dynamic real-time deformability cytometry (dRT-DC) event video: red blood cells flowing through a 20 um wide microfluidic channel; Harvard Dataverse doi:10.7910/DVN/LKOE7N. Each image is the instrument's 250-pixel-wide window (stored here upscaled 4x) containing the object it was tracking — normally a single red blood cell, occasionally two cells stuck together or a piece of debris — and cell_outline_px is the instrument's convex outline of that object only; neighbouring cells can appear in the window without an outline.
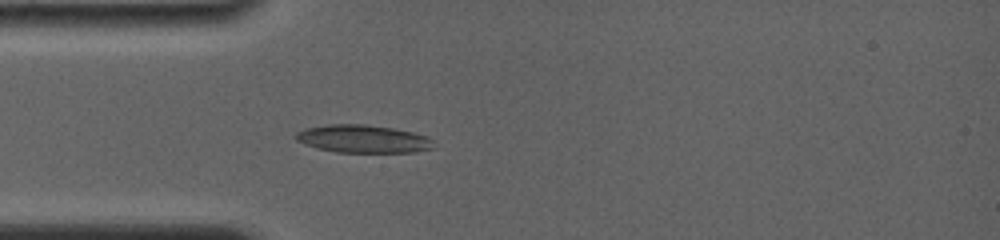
{"species": "common noctule bat (a hibernating species)", "species_latin": "Nyctalus noctula", "temperature_condition": "room temperature", "stored_images_in_passage": 13, "camera_frame_rate_fps": 4000, "um_per_image_px": 0.085, "animal": {"sex": "female", "body_mass_g": 19.0, "forearm_length_mm": 56.7}, "frame": {"image": 1, "passage_image": 10, "time_ms": 4.25, "image_size_px": [1000, 240], "cell_outline_px": [[432, 148], [412, 152], [336, 152], [316, 148], [304, 144], [296, 140], [292, 136], [296, 132], [304, 128], [328, 124], [364, 124], [392, 128], [412, 132], [428, 136], [432, 140]], "centroid_in_image_um": [30.78, 11.8], "position_along_channel_um": 54.2, "area_um2": 22.43}}
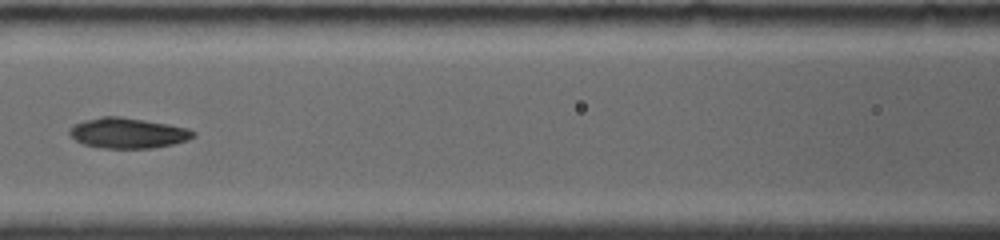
{"frame": {"image": 2, "passage_image": 13, "time_ms": 7.0, "image_size_px": [1000, 240], "cell_outline_px": [[196, 136], [188, 140], [172, 144], [148, 148], [104, 148], [84, 144], [76, 140], [68, 132], [68, 128], [72, 124], [84, 120], [104, 116], [120, 116], [168, 124], [188, 128], [196, 132]], "centroid_in_image_um": [10.86, 11.3], "position_along_channel_um": 155.7, "area_um2": 21.91}}